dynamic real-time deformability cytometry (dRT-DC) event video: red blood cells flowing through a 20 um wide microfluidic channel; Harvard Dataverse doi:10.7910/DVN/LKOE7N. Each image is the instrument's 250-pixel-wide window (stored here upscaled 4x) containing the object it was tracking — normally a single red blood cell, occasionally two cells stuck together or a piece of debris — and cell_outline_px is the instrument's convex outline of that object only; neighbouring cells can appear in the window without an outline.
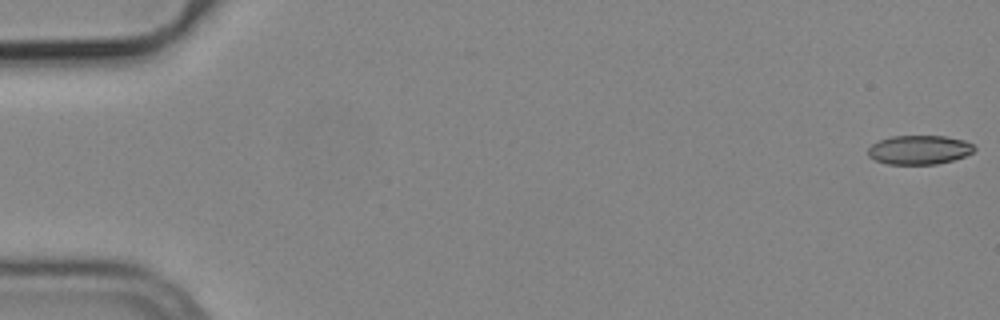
{"species": "common noctule bat (a hibernating species)", "species_latin": "Nyctalus noctula", "temperature_condition": "cold", "stored_images_in_passage": 55, "camera_frame_rate_fps": 3000, "um_per_image_px": 0.085, "animal": {"sex": "male", "body_mass_g": 19.2, "forearm_length_mm": 51.8}, "frame": {"image": 1, "passage_image": 1, "time_ms": 0.0, "image_size_px": [1000, 320], "cell_outline_px": [[976, 148], [972, 152], [964, 156], [952, 160], [936, 164], [888, 164], [876, 160], [868, 156], [868, 148], [872, 144], [880, 140], [892, 136], [944, 136], [964, 140], [972, 144]], "centroid_in_image_um": [78.13, 12.73], "position_along_channel_um": 6.9, "area_um2": 17.86}}
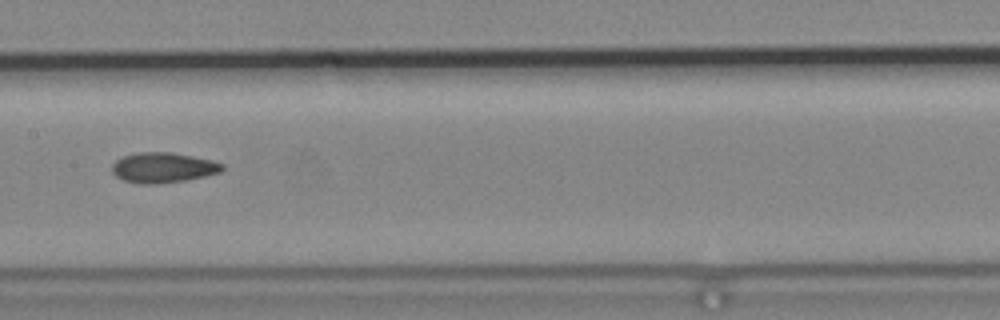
{"frame": {"image": 2, "passage_image": 28, "time_ms": 9.0, "image_size_px": [1000, 320], "cell_outline_px": [[224, 168], [220, 172], [204, 176], [184, 180], [156, 184], [136, 184], [124, 180], [116, 176], [112, 172], [112, 164], [116, 160], [124, 156], [136, 152], [172, 152], [212, 160], [224, 164]], "centroid_in_image_um": [13.84, 14.24], "position_along_channel_um": 193.6, "area_um2": 19.42}}
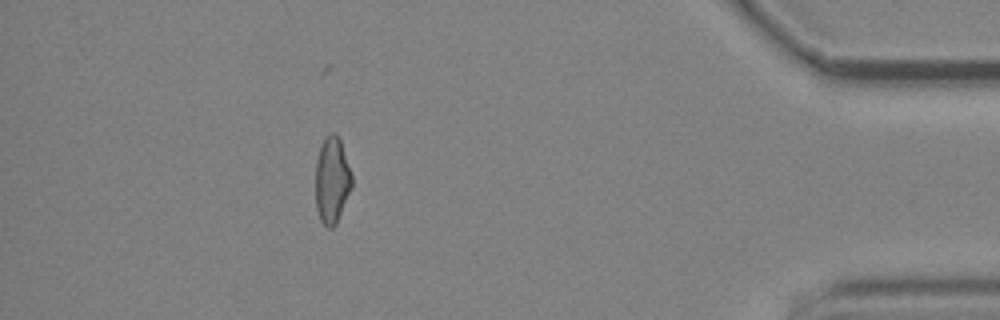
{"frame": {"image": 3, "passage_image": 49, "time_ms": 16.0, "image_size_px": [1000, 320], "cell_outline_px": [[352, 188], [336, 224], [332, 228], [328, 228], [320, 220], [316, 208], [316, 160], [324, 136], [332, 132], [336, 132], [340, 140], [352, 176]], "centroid_in_image_um": [28.21, 15.31], "position_along_channel_um": 407.0, "area_um2": 18.32}, "authors_computed_cell_mechanics": {"area_um2": 18.9006, "velocity_mm_per_s": 3.7787, "shape_relaxation_time_tau1_ms": null, "shape_relaxation_time_tau2_ms": 2.8418, "deformation_change_tau1": null, "deformation_change_tau2": 0.0918}}